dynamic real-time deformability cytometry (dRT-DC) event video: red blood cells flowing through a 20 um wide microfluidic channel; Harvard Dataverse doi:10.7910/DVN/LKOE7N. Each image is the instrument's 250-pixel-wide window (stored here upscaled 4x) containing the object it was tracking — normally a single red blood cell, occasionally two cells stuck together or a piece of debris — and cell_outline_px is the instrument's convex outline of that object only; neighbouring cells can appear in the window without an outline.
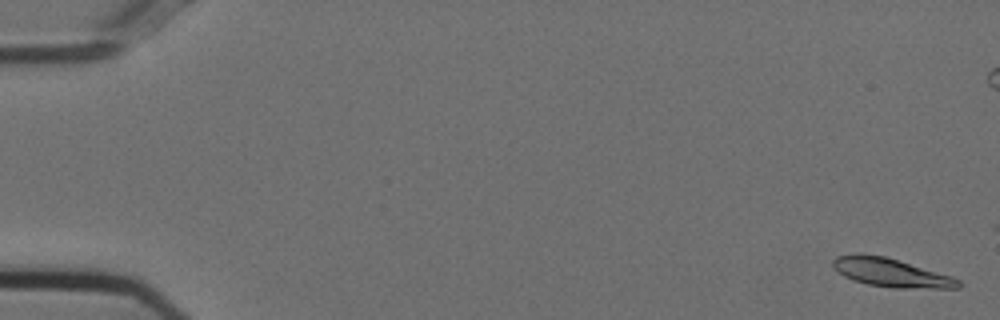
{"species": "Egyptian fruit bat (a non-hibernating species)", "species_latin": "Rousettus aegyptiacus", "temperature_condition": "cold", "stored_images_in_passage": 22, "camera_frame_rate_fps": 3000, "um_per_image_px": 0.085, "animal": {"sex": "female"}, "frame": {"image": 1, "passage_image": 2, "time_ms": 0.333, "image_size_px": [1000, 320], "cell_outline_px": [[960, 288], [892, 288], [868, 284], [852, 280], [836, 272], [832, 264], [832, 260], [836, 256], [856, 252], [860, 252], [884, 256], [952, 276], [960, 280]], "centroid_in_image_um": [75.67, 23.16], "position_along_channel_um": 9.3, "area_um2": 21.1}}
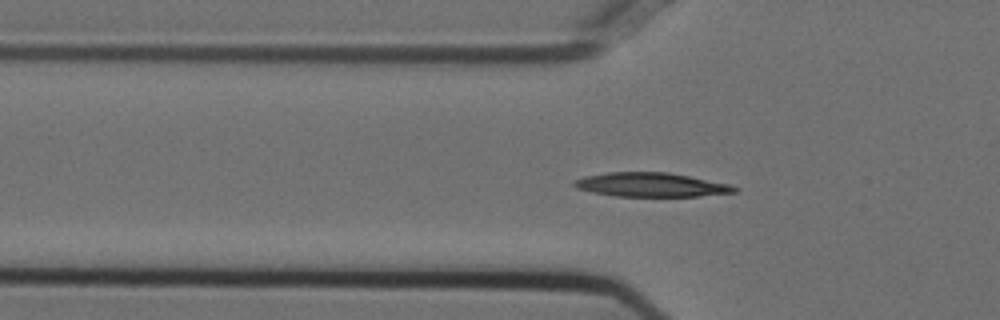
{"frame": {"image": 2, "passage_image": 19, "time_ms": 6.0, "image_size_px": [1000, 320], "cell_outline_px": [[740, 188], [736, 192], [696, 196], [616, 196], [592, 192], [576, 188], [572, 184], [576, 180], [584, 176], [608, 172], [668, 172], [728, 184]], "centroid_in_image_um": [55.31, 15.7], "position_along_channel_um": 70.5, "area_um2": 22.25}}